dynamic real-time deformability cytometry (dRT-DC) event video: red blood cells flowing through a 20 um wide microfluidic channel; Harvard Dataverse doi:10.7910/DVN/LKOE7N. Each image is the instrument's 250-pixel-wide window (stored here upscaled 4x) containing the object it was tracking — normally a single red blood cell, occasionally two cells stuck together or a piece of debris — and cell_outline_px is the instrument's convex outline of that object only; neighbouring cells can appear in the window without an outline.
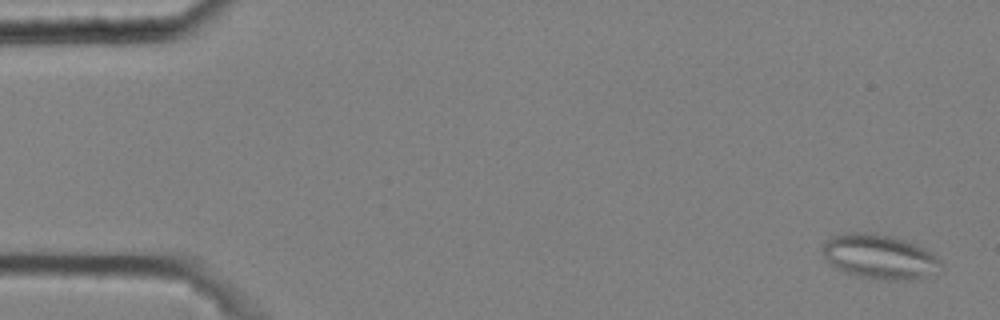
{"species": "common noctule bat (a hibernating species)", "species_latin": "Nyctalus noctula", "temperature_condition": "cold", "stored_images_in_passage": 53, "camera_frame_rate_fps": 3000, "um_per_image_px": 0.085, "animal": {"sex": "male", "body_mass_g": 20.4}, "frame": {"image": 1, "passage_image": 2, "time_ms": 0.333, "image_size_px": [1000, 320], "cell_outline_px": [[944, 264], [940, 272], [916, 280], [884, 280], [860, 276], [844, 272], [836, 268], [824, 256], [824, 244], [832, 236], [844, 232], [872, 232], [892, 236], [916, 244], [932, 252]], "centroid_in_image_um": [74.84, 21.82], "position_along_channel_um": 10.2, "area_um2": 30.98}}
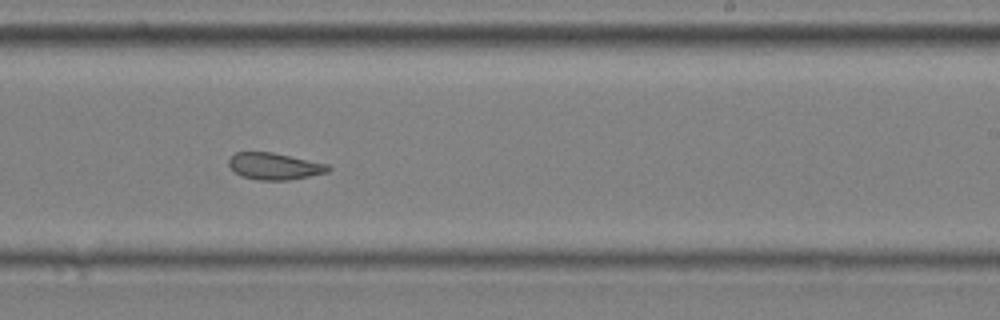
{"frame": {"image": 2, "passage_image": 34, "time_ms": 11.0, "image_size_px": [1000, 320], "cell_outline_px": [[332, 168], [328, 172], [288, 180], [260, 180], [240, 176], [228, 164], [228, 160], [236, 152], [272, 152], [328, 164]], "centroid_in_image_um": [23.34, 14.13], "position_along_channel_um": 265.7, "area_um2": 15.37}}
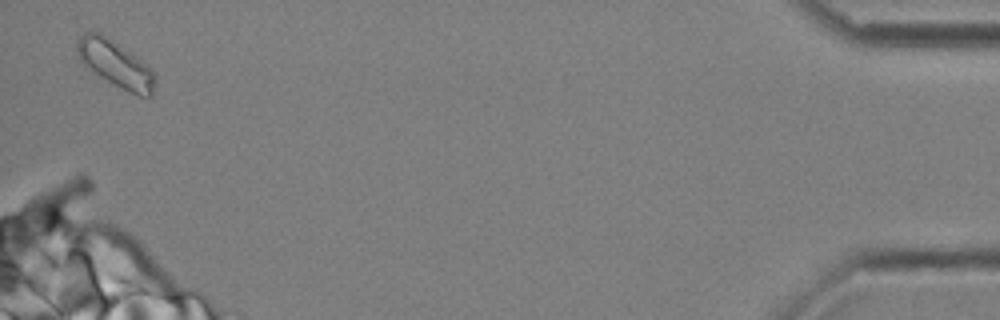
{"frame": {"image": 3, "passage_image": 53, "time_ms": 17.333, "image_size_px": [1000, 320], "cell_outline_px": [[156, 80], [152, 96], [140, 96], [128, 92], [84, 68], [76, 52], [76, 44], [80, 36], [88, 32], [100, 32], [136, 56], [152, 68], [156, 76]], "centroid_in_image_um": [9.81, 5.45], "position_along_channel_um": 425.4, "area_um2": 21.33}, "authors_computed_cell_mechanics": {"area_um2": 16.9932, "velocity_mm_per_s": 3.5726, "shape_relaxation_time_tau1_ms": null, "shape_relaxation_time_tau2_ms": 1.9797, "deformation_change_tau1": null, "deformation_change_tau2": 0.085}}